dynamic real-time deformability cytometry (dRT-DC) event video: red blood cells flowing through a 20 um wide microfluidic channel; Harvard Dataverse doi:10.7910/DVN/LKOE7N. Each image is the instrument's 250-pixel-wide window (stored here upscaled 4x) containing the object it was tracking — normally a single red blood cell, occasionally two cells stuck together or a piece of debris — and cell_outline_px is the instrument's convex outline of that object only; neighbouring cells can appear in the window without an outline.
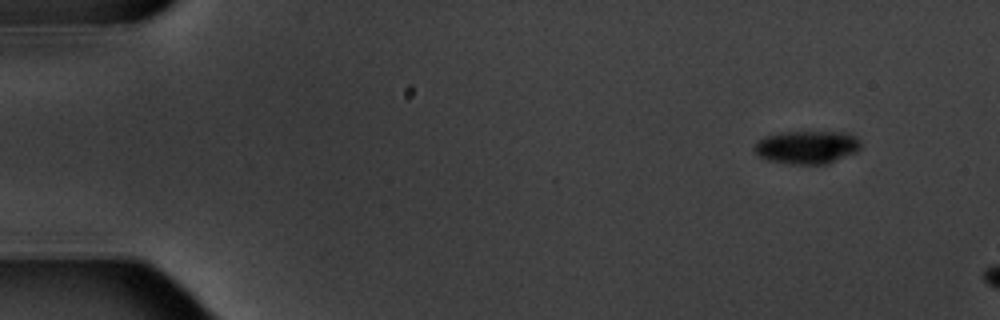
{"species": "common noctule bat (a hibernating species)", "species_latin": "Nyctalus noctula", "temperature_condition": "warm", "stored_images_in_passage": 3, "camera_frame_rate_fps": 3000, "um_per_image_px": 0.085, "animal": {"sex": "male", "body_mass_g": 20.1, "forearm_length_mm": 53.5}, "frame": {"image": 1, "passage_image": 1, "time_ms": 0.0, "image_size_px": [1000, 320], "cell_outline_px": [[860, 148], [828, 164], [792, 164], [768, 160], [760, 156], [752, 148], [756, 140], [764, 136], [780, 132], [848, 132], [856, 136], [860, 140]], "centroid_in_image_um": [68.54, 12.49], "position_along_channel_um": 16.5, "area_um2": 20.52}}